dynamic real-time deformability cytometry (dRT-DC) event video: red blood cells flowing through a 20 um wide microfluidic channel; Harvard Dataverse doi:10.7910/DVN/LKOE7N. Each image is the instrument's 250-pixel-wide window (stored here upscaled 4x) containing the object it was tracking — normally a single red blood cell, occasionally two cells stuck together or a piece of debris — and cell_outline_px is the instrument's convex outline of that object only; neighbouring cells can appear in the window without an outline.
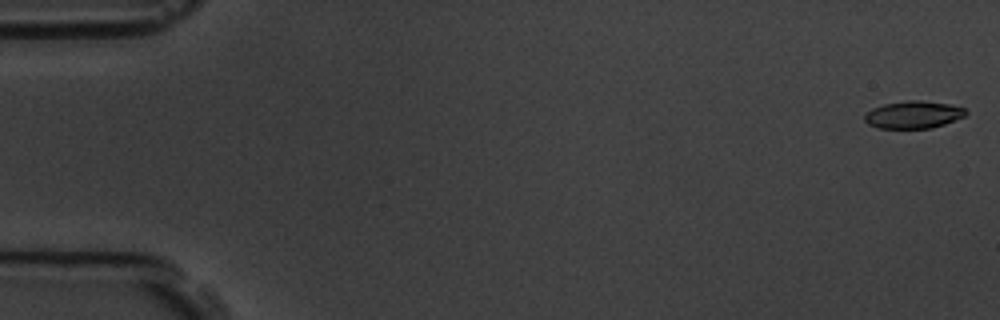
{"species": "common noctule bat (a hibernating species)", "species_latin": "Nyctalus noctula", "temperature_condition": "room temperature", "stored_images_in_passage": 3, "camera_frame_rate_fps": 3000, "um_per_image_px": 0.085, "animal": {"sex": "male", "body_mass_g": 19.5, "forearm_length_mm": 54.6}, "frame": {"image": 1, "passage_image": 1, "time_ms": 0.0, "image_size_px": [1000, 320], "cell_outline_px": [[968, 112], [964, 116], [944, 124], [932, 128], [880, 128], [868, 124], [864, 120], [864, 116], [872, 108], [884, 104], [908, 100], [920, 100], [948, 104], [964, 108]], "centroid_in_image_um": [77.63, 9.75], "position_along_channel_um": 7.4, "area_um2": 16.01}}